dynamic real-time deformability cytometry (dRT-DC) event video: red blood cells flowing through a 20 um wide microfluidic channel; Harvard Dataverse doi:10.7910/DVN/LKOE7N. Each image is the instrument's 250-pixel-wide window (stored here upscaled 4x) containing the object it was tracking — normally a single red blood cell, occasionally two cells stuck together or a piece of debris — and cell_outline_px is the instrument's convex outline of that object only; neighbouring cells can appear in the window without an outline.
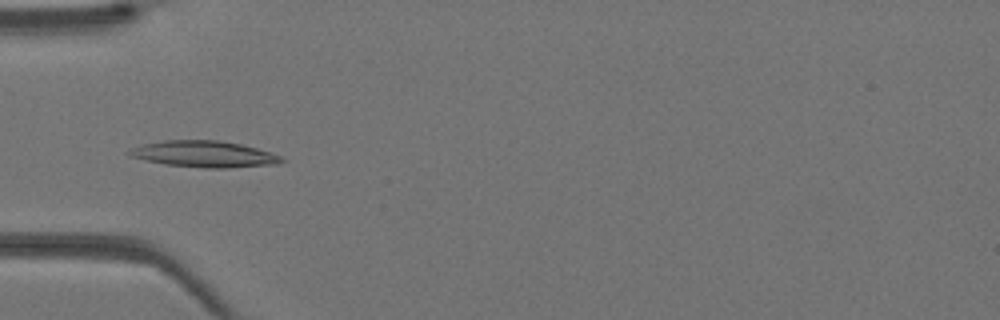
{"species": "Egyptian fruit bat (a non-hibernating species)", "species_latin": "Rousettus aegyptiacus", "temperature_condition": "warm", "stored_images_in_passage": 27, "camera_frame_rate_fps": 3000, "um_per_image_px": 0.085, "animal": {"sex": "female"}, "frame": {"image": 1, "passage_image": 4, "time_ms": 1.0, "image_size_px": [1000, 320], "cell_outline_px": [[288, 160], [276, 164], [224, 168], [204, 168], [164, 164], [132, 156], [124, 152], [132, 148], [144, 144], [164, 140], [216, 140], [240, 144], [272, 152]], "centroid_in_image_um": [17.38, 13.1], "position_along_channel_um": 67.6, "area_um2": 23.24}}
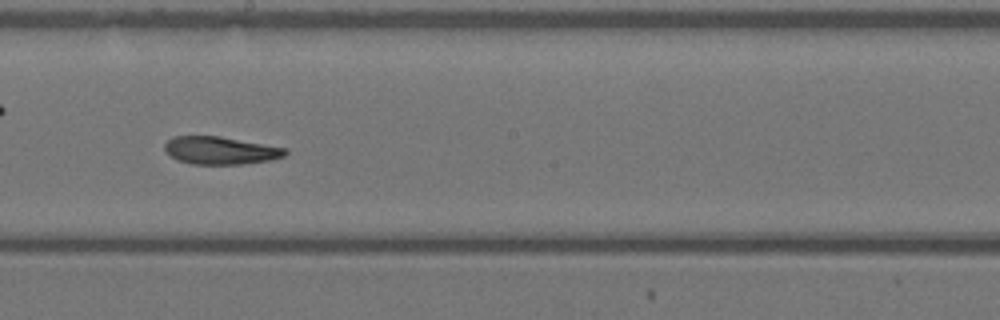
{"frame": {"image": 2, "passage_image": 14, "time_ms": 4.333, "image_size_px": [1000, 320], "cell_outline_px": [[288, 152], [284, 156], [272, 160], [244, 164], [192, 164], [180, 160], [172, 156], [164, 148], [164, 144], [172, 136], [220, 136], [288, 148]], "centroid_in_image_um": [18.79, 12.78], "position_along_channel_um": 229.4, "area_um2": 19.48}}
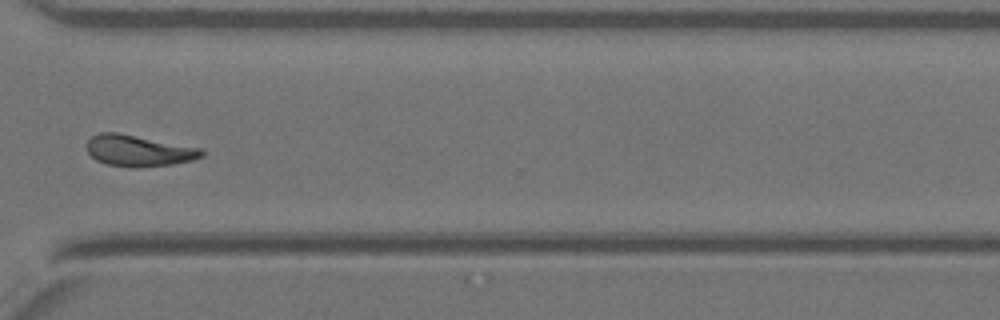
{"frame": {"image": 3, "passage_image": 22, "time_ms": 7.0, "image_size_px": [1000, 320], "cell_outline_px": [[204, 156], [192, 160], [172, 164], [136, 168], [132, 168], [108, 164], [96, 160], [88, 152], [88, 140], [92, 136], [100, 132], [120, 132], [204, 148]], "centroid_in_image_um": [11.84, 12.8], "position_along_channel_um": 358.8, "area_um2": 21.21}}